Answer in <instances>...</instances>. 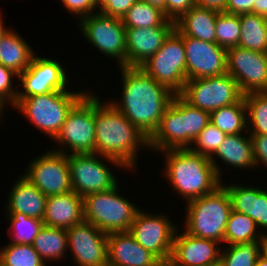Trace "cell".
Here are the masks:
<instances>
[{
  "label": "cell",
  "mask_w": 267,
  "mask_h": 266,
  "mask_svg": "<svg viewBox=\"0 0 267 266\" xmlns=\"http://www.w3.org/2000/svg\"><path fill=\"white\" fill-rule=\"evenodd\" d=\"M43 224L68 229L84 221L83 197L73 190L47 197Z\"/></svg>",
  "instance_id": "24"
},
{
  "label": "cell",
  "mask_w": 267,
  "mask_h": 266,
  "mask_svg": "<svg viewBox=\"0 0 267 266\" xmlns=\"http://www.w3.org/2000/svg\"><path fill=\"white\" fill-rule=\"evenodd\" d=\"M253 143L255 166L264 165L267 168V135H250ZM260 164V165H259Z\"/></svg>",
  "instance_id": "42"
},
{
  "label": "cell",
  "mask_w": 267,
  "mask_h": 266,
  "mask_svg": "<svg viewBox=\"0 0 267 266\" xmlns=\"http://www.w3.org/2000/svg\"><path fill=\"white\" fill-rule=\"evenodd\" d=\"M66 230L75 266H108L106 233L86 221Z\"/></svg>",
  "instance_id": "17"
},
{
  "label": "cell",
  "mask_w": 267,
  "mask_h": 266,
  "mask_svg": "<svg viewBox=\"0 0 267 266\" xmlns=\"http://www.w3.org/2000/svg\"><path fill=\"white\" fill-rule=\"evenodd\" d=\"M42 260L47 264L51 260H64L68 251L67 230L43 225L32 244Z\"/></svg>",
  "instance_id": "28"
},
{
  "label": "cell",
  "mask_w": 267,
  "mask_h": 266,
  "mask_svg": "<svg viewBox=\"0 0 267 266\" xmlns=\"http://www.w3.org/2000/svg\"><path fill=\"white\" fill-rule=\"evenodd\" d=\"M95 95V153L120 162L135 172L139 149H149V138L109 101Z\"/></svg>",
  "instance_id": "2"
},
{
  "label": "cell",
  "mask_w": 267,
  "mask_h": 266,
  "mask_svg": "<svg viewBox=\"0 0 267 266\" xmlns=\"http://www.w3.org/2000/svg\"><path fill=\"white\" fill-rule=\"evenodd\" d=\"M219 11L193 6L175 21V29L182 36L216 43L215 27Z\"/></svg>",
  "instance_id": "26"
},
{
  "label": "cell",
  "mask_w": 267,
  "mask_h": 266,
  "mask_svg": "<svg viewBox=\"0 0 267 266\" xmlns=\"http://www.w3.org/2000/svg\"><path fill=\"white\" fill-rule=\"evenodd\" d=\"M211 266H225L220 260L214 264H212Z\"/></svg>",
  "instance_id": "54"
},
{
  "label": "cell",
  "mask_w": 267,
  "mask_h": 266,
  "mask_svg": "<svg viewBox=\"0 0 267 266\" xmlns=\"http://www.w3.org/2000/svg\"><path fill=\"white\" fill-rule=\"evenodd\" d=\"M243 134L245 133L227 135L216 152L209 158L221 181H223L221 177L223 169L220 168L222 163L217 162L218 159L226 165H230L229 167L240 168L239 170L256 169L251 136L249 132L246 136Z\"/></svg>",
  "instance_id": "23"
},
{
  "label": "cell",
  "mask_w": 267,
  "mask_h": 266,
  "mask_svg": "<svg viewBox=\"0 0 267 266\" xmlns=\"http://www.w3.org/2000/svg\"><path fill=\"white\" fill-rule=\"evenodd\" d=\"M6 106L0 101V119L2 120V118L4 117V109ZM3 112V113H2ZM2 117V118H1Z\"/></svg>",
  "instance_id": "53"
},
{
  "label": "cell",
  "mask_w": 267,
  "mask_h": 266,
  "mask_svg": "<svg viewBox=\"0 0 267 266\" xmlns=\"http://www.w3.org/2000/svg\"><path fill=\"white\" fill-rule=\"evenodd\" d=\"M231 184L221 182L229 194L232 210L251 217L258 229L260 228V232L267 235V190L244 183Z\"/></svg>",
  "instance_id": "21"
},
{
  "label": "cell",
  "mask_w": 267,
  "mask_h": 266,
  "mask_svg": "<svg viewBox=\"0 0 267 266\" xmlns=\"http://www.w3.org/2000/svg\"><path fill=\"white\" fill-rule=\"evenodd\" d=\"M252 13L266 16L267 15V0H255Z\"/></svg>",
  "instance_id": "46"
},
{
  "label": "cell",
  "mask_w": 267,
  "mask_h": 266,
  "mask_svg": "<svg viewBox=\"0 0 267 266\" xmlns=\"http://www.w3.org/2000/svg\"><path fill=\"white\" fill-rule=\"evenodd\" d=\"M7 221L9 219V229L7 230L10 234L12 243L16 244H29L32 245L34 238L42 228L43 221L28 217L22 213H6Z\"/></svg>",
  "instance_id": "34"
},
{
  "label": "cell",
  "mask_w": 267,
  "mask_h": 266,
  "mask_svg": "<svg viewBox=\"0 0 267 266\" xmlns=\"http://www.w3.org/2000/svg\"><path fill=\"white\" fill-rule=\"evenodd\" d=\"M111 0H95L97 11L99 9V12L109 3Z\"/></svg>",
  "instance_id": "50"
},
{
  "label": "cell",
  "mask_w": 267,
  "mask_h": 266,
  "mask_svg": "<svg viewBox=\"0 0 267 266\" xmlns=\"http://www.w3.org/2000/svg\"><path fill=\"white\" fill-rule=\"evenodd\" d=\"M240 17L236 14L219 12L216 18V44L226 50L238 46L240 39Z\"/></svg>",
  "instance_id": "37"
},
{
  "label": "cell",
  "mask_w": 267,
  "mask_h": 266,
  "mask_svg": "<svg viewBox=\"0 0 267 266\" xmlns=\"http://www.w3.org/2000/svg\"><path fill=\"white\" fill-rule=\"evenodd\" d=\"M166 19L159 9L145 1L137 0L122 17V22L126 28H149L160 26Z\"/></svg>",
  "instance_id": "33"
},
{
  "label": "cell",
  "mask_w": 267,
  "mask_h": 266,
  "mask_svg": "<svg viewBox=\"0 0 267 266\" xmlns=\"http://www.w3.org/2000/svg\"><path fill=\"white\" fill-rule=\"evenodd\" d=\"M247 112V128L250 135H267V92L243 95Z\"/></svg>",
  "instance_id": "32"
},
{
  "label": "cell",
  "mask_w": 267,
  "mask_h": 266,
  "mask_svg": "<svg viewBox=\"0 0 267 266\" xmlns=\"http://www.w3.org/2000/svg\"><path fill=\"white\" fill-rule=\"evenodd\" d=\"M17 78V79H16ZM19 74L0 64V101L13 107L16 103L19 88L14 87L13 80H19Z\"/></svg>",
  "instance_id": "39"
},
{
  "label": "cell",
  "mask_w": 267,
  "mask_h": 266,
  "mask_svg": "<svg viewBox=\"0 0 267 266\" xmlns=\"http://www.w3.org/2000/svg\"><path fill=\"white\" fill-rule=\"evenodd\" d=\"M66 69L54 58L34 55L29 67L19 74L18 81L22 89L18 90L17 98L68 90L71 79Z\"/></svg>",
  "instance_id": "15"
},
{
  "label": "cell",
  "mask_w": 267,
  "mask_h": 266,
  "mask_svg": "<svg viewBox=\"0 0 267 266\" xmlns=\"http://www.w3.org/2000/svg\"><path fill=\"white\" fill-rule=\"evenodd\" d=\"M178 227L166 214L152 215L139 210L130 226L129 233L146 250L159 260L171 257L173 239Z\"/></svg>",
  "instance_id": "14"
},
{
  "label": "cell",
  "mask_w": 267,
  "mask_h": 266,
  "mask_svg": "<svg viewBox=\"0 0 267 266\" xmlns=\"http://www.w3.org/2000/svg\"><path fill=\"white\" fill-rule=\"evenodd\" d=\"M67 160L70 167L71 188L83 198L91 193L110 190L119 183L113 170L109 168V163L114 168L116 166L127 171L117 160L96 153L69 154Z\"/></svg>",
  "instance_id": "9"
},
{
  "label": "cell",
  "mask_w": 267,
  "mask_h": 266,
  "mask_svg": "<svg viewBox=\"0 0 267 266\" xmlns=\"http://www.w3.org/2000/svg\"><path fill=\"white\" fill-rule=\"evenodd\" d=\"M87 93V90H58L46 94L16 98L12 107L29 123L52 140L59 133L68 112Z\"/></svg>",
  "instance_id": "6"
},
{
  "label": "cell",
  "mask_w": 267,
  "mask_h": 266,
  "mask_svg": "<svg viewBox=\"0 0 267 266\" xmlns=\"http://www.w3.org/2000/svg\"><path fill=\"white\" fill-rule=\"evenodd\" d=\"M227 73L243 95L267 92V53L235 46L227 49Z\"/></svg>",
  "instance_id": "16"
},
{
  "label": "cell",
  "mask_w": 267,
  "mask_h": 266,
  "mask_svg": "<svg viewBox=\"0 0 267 266\" xmlns=\"http://www.w3.org/2000/svg\"><path fill=\"white\" fill-rule=\"evenodd\" d=\"M83 37L119 67L126 66V27L122 19L95 12L79 20Z\"/></svg>",
  "instance_id": "11"
},
{
  "label": "cell",
  "mask_w": 267,
  "mask_h": 266,
  "mask_svg": "<svg viewBox=\"0 0 267 266\" xmlns=\"http://www.w3.org/2000/svg\"><path fill=\"white\" fill-rule=\"evenodd\" d=\"M165 158L164 177L178 196L187 202L210 194L220 185L210 159L186 149L160 151Z\"/></svg>",
  "instance_id": "3"
},
{
  "label": "cell",
  "mask_w": 267,
  "mask_h": 266,
  "mask_svg": "<svg viewBox=\"0 0 267 266\" xmlns=\"http://www.w3.org/2000/svg\"><path fill=\"white\" fill-rule=\"evenodd\" d=\"M255 0H227L225 13L243 14L252 13Z\"/></svg>",
  "instance_id": "44"
},
{
  "label": "cell",
  "mask_w": 267,
  "mask_h": 266,
  "mask_svg": "<svg viewBox=\"0 0 267 266\" xmlns=\"http://www.w3.org/2000/svg\"><path fill=\"white\" fill-rule=\"evenodd\" d=\"M159 259L142 247L129 232L107 234L108 266H153Z\"/></svg>",
  "instance_id": "22"
},
{
  "label": "cell",
  "mask_w": 267,
  "mask_h": 266,
  "mask_svg": "<svg viewBox=\"0 0 267 266\" xmlns=\"http://www.w3.org/2000/svg\"><path fill=\"white\" fill-rule=\"evenodd\" d=\"M176 229L171 253L172 266H211L220 260L221 245L211 239L190 235Z\"/></svg>",
  "instance_id": "20"
},
{
  "label": "cell",
  "mask_w": 267,
  "mask_h": 266,
  "mask_svg": "<svg viewBox=\"0 0 267 266\" xmlns=\"http://www.w3.org/2000/svg\"><path fill=\"white\" fill-rule=\"evenodd\" d=\"M95 131V95L88 91L68 112L54 138L60 148L52 150L66 155L95 153Z\"/></svg>",
  "instance_id": "8"
},
{
  "label": "cell",
  "mask_w": 267,
  "mask_h": 266,
  "mask_svg": "<svg viewBox=\"0 0 267 266\" xmlns=\"http://www.w3.org/2000/svg\"><path fill=\"white\" fill-rule=\"evenodd\" d=\"M3 15L0 12V41L2 39V37L6 34V32L10 29V27L8 28V26H5V23L3 22Z\"/></svg>",
  "instance_id": "49"
},
{
  "label": "cell",
  "mask_w": 267,
  "mask_h": 266,
  "mask_svg": "<svg viewBox=\"0 0 267 266\" xmlns=\"http://www.w3.org/2000/svg\"><path fill=\"white\" fill-rule=\"evenodd\" d=\"M227 135L212 123H208L198 134L189 149L210 158L225 140Z\"/></svg>",
  "instance_id": "38"
},
{
  "label": "cell",
  "mask_w": 267,
  "mask_h": 266,
  "mask_svg": "<svg viewBox=\"0 0 267 266\" xmlns=\"http://www.w3.org/2000/svg\"><path fill=\"white\" fill-rule=\"evenodd\" d=\"M12 185L7 196L5 212L22 213L43 220L47 196L22 175L18 176Z\"/></svg>",
  "instance_id": "25"
},
{
  "label": "cell",
  "mask_w": 267,
  "mask_h": 266,
  "mask_svg": "<svg viewBox=\"0 0 267 266\" xmlns=\"http://www.w3.org/2000/svg\"><path fill=\"white\" fill-rule=\"evenodd\" d=\"M195 5L196 0H166L165 17L175 22Z\"/></svg>",
  "instance_id": "41"
},
{
  "label": "cell",
  "mask_w": 267,
  "mask_h": 266,
  "mask_svg": "<svg viewBox=\"0 0 267 266\" xmlns=\"http://www.w3.org/2000/svg\"><path fill=\"white\" fill-rule=\"evenodd\" d=\"M260 256L267 261V235H264L260 241Z\"/></svg>",
  "instance_id": "48"
},
{
  "label": "cell",
  "mask_w": 267,
  "mask_h": 266,
  "mask_svg": "<svg viewBox=\"0 0 267 266\" xmlns=\"http://www.w3.org/2000/svg\"><path fill=\"white\" fill-rule=\"evenodd\" d=\"M63 8L78 20L97 11L95 0H59Z\"/></svg>",
  "instance_id": "40"
},
{
  "label": "cell",
  "mask_w": 267,
  "mask_h": 266,
  "mask_svg": "<svg viewBox=\"0 0 267 266\" xmlns=\"http://www.w3.org/2000/svg\"><path fill=\"white\" fill-rule=\"evenodd\" d=\"M227 0H196V5L213 9L219 12H224L226 8Z\"/></svg>",
  "instance_id": "45"
},
{
  "label": "cell",
  "mask_w": 267,
  "mask_h": 266,
  "mask_svg": "<svg viewBox=\"0 0 267 266\" xmlns=\"http://www.w3.org/2000/svg\"><path fill=\"white\" fill-rule=\"evenodd\" d=\"M210 123L226 135L248 133L244 97L237 103L221 107L210 113Z\"/></svg>",
  "instance_id": "30"
},
{
  "label": "cell",
  "mask_w": 267,
  "mask_h": 266,
  "mask_svg": "<svg viewBox=\"0 0 267 266\" xmlns=\"http://www.w3.org/2000/svg\"><path fill=\"white\" fill-rule=\"evenodd\" d=\"M240 39L239 47L267 53V23L265 16L255 13L239 14Z\"/></svg>",
  "instance_id": "29"
},
{
  "label": "cell",
  "mask_w": 267,
  "mask_h": 266,
  "mask_svg": "<svg viewBox=\"0 0 267 266\" xmlns=\"http://www.w3.org/2000/svg\"><path fill=\"white\" fill-rule=\"evenodd\" d=\"M140 68L174 94H179L187 81L183 36L174 29L162 47Z\"/></svg>",
  "instance_id": "10"
},
{
  "label": "cell",
  "mask_w": 267,
  "mask_h": 266,
  "mask_svg": "<svg viewBox=\"0 0 267 266\" xmlns=\"http://www.w3.org/2000/svg\"><path fill=\"white\" fill-rule=\"evenodd\" d=\"M263 236V233L260 232V229H258L251 217L231 210L224 235V243H227L226 245L261 241Z\"/></svg>",
  "instance_id": "31"
},
{
  "label": "cell",
  "mask_w": 267,
  "mask_h": 266,
  "mask_svg": "<svg viewBox=\"0 0 267 266\" xmlns=\"http://www.w3.org/2000/svg\"><path fill=\"white\" fill-rule=\"evenodd\" d=\"M1 266H48L29 244L9 242L0 249Z\"/></svg>",
  "instance_id": "35"
},
{
  "label": "cell",
  "mask_w": 267,
  "mask_h": 266,
  "mask_svg": "<svg viewBox=\"0 0 267 266\" xmlns=\"http://www.w3.org/2000/svg\"><path fill=\"white\" fill-rule=\"evenodd\" d=\"M118 68L122 75L121 99H110L109 102L150 138L175 94L140 67Z\"/></svg>",
  "instance_id": "1"
},
{
  "label": "cell",
  "mask_w": 267,
  "mask_h": 266,
  "mask_svg": "<svg viewBox=\"0 0 267 266\" xmlns=\"http://www.w3.org/2000/svg\"><path fill=\"white\" fill-rule=\"evenodd\" d=\"M118 186L119 184L110 190L91 193L83 198L84 221L106 234L129 232L136 213L141 209L125 195H121Z\"/></svg>",
  "instance_id": "7"
},
{
  "label": "cell",
  "mask_w": 267,
  "mask_h": 266,
  "mask_svg": "<svg viewBox=\"0 0 267 266\" xmlns=\"http://www.w3.org/2000/svg\"><path fill=\"white\" fill-rule=\"evenodd\" d=\"M223 248H221L220 261L225 266H255L260 256V241L226 245Z\"/></svg>",
  "instance_id": "36"
},
{
  "label": "cell",
  "mask_w": 267,
  "mask_h": 266,
  "mask_svg": "<svg viewBox=\"0 0 267 266\" xmlns=\"http://www.w3.org/2000/svg\"><path fill=\"white\" fill-rule=\"evenodd\" d=\"M142 1H145L152 7L159 9L165 15V1L166 0H142Z\"/></svg>",
  "instance_id": "47"
},
{
  "label": "cell",
  "mask_w": 267,
  "mask_h": 266,
  "mask_svg": "<svg viewBox=\"0 0 267 266\" xmlns=\"http://www.w3.org/2000/svg\"><path fill=\"white\" fill-rule=\"evenodd\" d=\"M255 266H267V261L259 256L256 260Z\"/></svg>",
  "instance_id": "52"
},
{
  "label": "cell",
  "mask_w": 267,
  "mask_h": 266,
  "mask_svg": "<svg viewBox=\"0 0 267 266\" xmlns=\"http://www.w3.org/2000/svg\"><path fill=\"white\" fill-rule=\"evenodd\" d=\"M185 206L183 229L192 236L217 241L223 247L225 229L232 210L226 189L220 185L212 193L193 199Z\"/></svg>",
  "instance_id": "5"
},
{
  "label": "cell",
  "mask_w": 267,
  "mask_h": 266,
  "mask_svg": "<svg viewBox=\"0 0 267 266\" xmlns=\"http://www.w3.org/2000/svg\"><path fill=\"white\" fill-rule=\"evenodd\" d=\"M175 29V22L166 19L160 26L126 28V67H141L164 44Z\"/></svg>",
  "instance_id": "19"
},
{
  "label": "cell",
  "mask_w": 267,
  "mask_h": 266,
  "mask_svg": "<svg viewBox=\"0 0 267 266\" xmlns=\"http://www.w3.org/2000/svg\"><path fill=\"white\" fill-rule=\"evenodd\" d=\"M210 123V113L192 106L175 94L157 130L149 138L150 151L186 149Z\"/></svg>",
  "instance_id": "4"
},
{
  "label": "cell",
  "mask_w": 267,
  "mask_h": 266,
  "mask_svg": "<svg viewBox=\"0 0 267 266\" xmlns=\"http://www.w3.org/2000/svg\"><path fill=\"white\" fill-rule=\"evenodd\" d=\"M22 175L35 185L45 196L59 195L72 191L70 167L67 155L47 150L36 159L29 160Z\"/></svg>",
  "instance_id": "13"
},
{
  "label": "cell",
  "mask_w": 267,
  "mask_h": 266,
  "mask_svg": "<svg viewBox=\"0 0 267 266\" xmlns=\"http://www.w3.org/2000/svg\"><path fill=\"white\" fill-rule=\"evenodd\" d=\"M19 32L10 28L0 41V64L14 70L17 74L24 72L36 55Z\"/></svg>",
  "instance_id": "27"
},
{
  "label": "cell",
  "mask_w": 267,
  "mask_h": 266,
  "mask_svg": "<svg viewBox=\"0 0 267 266\" xmlns=\"http://www.w3.org/2000/svg\"><path fill=\"white\" fill-rule=\"evenodd\" d=\"M179 95L192 106L209 113L237 103L243 97L237 81L228 73L187 80Z\"/></svg>",
  "instance_id": "12"
},
{
  "label": "cell",
  "mask_w": 267,
  "mask_h": 266,
  "mask_svg": "<svg viewBox=\"0 0 267 266\" xmlns=\"http://www.w3.org/2000/svg\"><path fill=\"white\" fill-rule=\"evenodd\" d=\"M153 266H172V263H171V260L169 258L166 260H159Z\"/></svg>",
  "instance_id": "51"
},
{
  "label": "cell",
  "mask_w": 267,
  "mask_h": 266,
  "mask_svg": "<svg viewBox=\"0 0 267 266\" xmlns=\"http://www.w3.org/2000/svg\"><path fill=\"white\" fill-rule=\"evenodd\" d=\"M187 80L227 73V50L213 42L183 36Z\"/></svg>",
  "instance_id": "18"
},
{
  "label": "cell",
  "mask_w": 267,
  "mask_h": 266,
  "mask_svg": "<svg viewBox=\"0 0 267 266\" xmlns=\"http://www.w3.org/2000/svg\"><path fill=\"white\" fill-rule=\"evenodd\" d=\"M137 0H111L100 12L122 19Z\"/></svg>",
  "instance_id": "43"
}]
</instances>
